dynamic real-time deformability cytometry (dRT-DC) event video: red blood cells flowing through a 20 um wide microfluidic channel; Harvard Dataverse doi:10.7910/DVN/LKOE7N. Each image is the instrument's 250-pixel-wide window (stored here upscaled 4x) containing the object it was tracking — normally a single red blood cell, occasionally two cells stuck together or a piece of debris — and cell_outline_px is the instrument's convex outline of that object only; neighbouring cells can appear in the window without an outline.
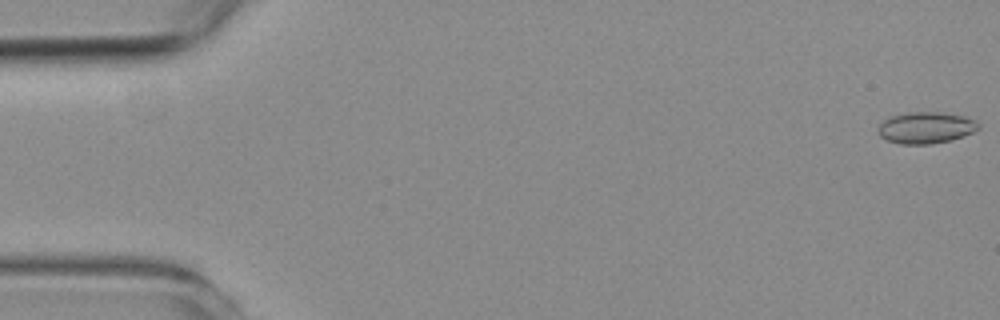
{"species": "common noctule bat (a hibernating species)", "species_latin": "Nyctalus noctula", "temperature_condition": "room temperature", "stored_images_in_passage": 58, "camera_frame_rate_fps": 3000, "um_per_image_px": 0.085, "animal": {"sex": "female", "body_mass_g": 19.3, "forearm_length_mm": 54.1}, "frame": {"image": 1, "passage_image": 1, "time_ms": 0.0, "image_size_px": [1000, 320], "cell_outline_px": [[980, 128], [972, 132], [952, 140], [932, 144], [900, 144], [888, 140], [880, 136], [876, 128], [884, 120], [892, 116], [904, 112], [940, 112], [964, 116], [976, 120], [980, 124]], "centroid_in_image_um": [78.7, 10.85], "position_along_channel_um": 6.3, "area_um2": 18.55}}
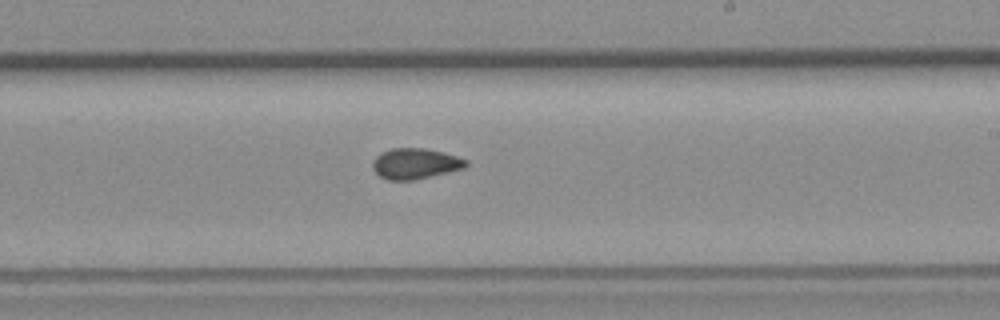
{"frame": {"image": 2, "passage_image": 34, "time_ms": 11.0, "image_size_px": [1000, 320], "cell_outline_px": [[468, 164], [464, 168], [412, 180], [388, 180], [380, 176], [372, 168], [372, 160], [380, 152], [392, 148], [424, 148], [444, 152], [468, 160]], "centroid_in_image_um": [35.27, 13.89], "position_along_channel_um": 253.7, "area_um2": 16.65}}
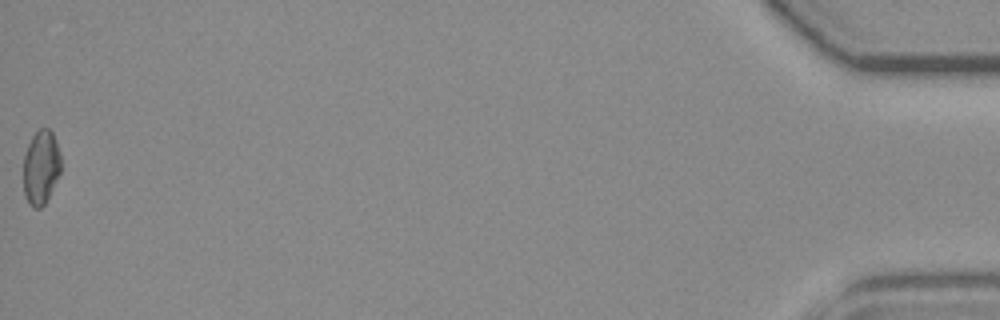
{"frame": {"image": 3, "passage_image": 58, "time_ms": 19.0, "image_size_px": [1000, 320], "cell_outline_px": [[60, 172], [44, 204], [40, 208], [32, 208], [28, 204], [24, 196], [24, 152], [32, 136], [40, 128], [48, 128], [52, 132], [56, 140], [60, 152]], "centroid_in_image_um": [3.46, 14.21], "position_along_channel_um": 431.7, "area_um2": 16.18}, "authors_computed_cell_mechanics": {"area_um2": 16.7909, "velocity_mm_per_s": 3.5678, "shape_relaxation_time_tau1_ms": null, "shape_relaxation_time_tau2_ms": 3.4263, "deformation_change_tau1": null, "deformation_change_tau2": 0.067}}